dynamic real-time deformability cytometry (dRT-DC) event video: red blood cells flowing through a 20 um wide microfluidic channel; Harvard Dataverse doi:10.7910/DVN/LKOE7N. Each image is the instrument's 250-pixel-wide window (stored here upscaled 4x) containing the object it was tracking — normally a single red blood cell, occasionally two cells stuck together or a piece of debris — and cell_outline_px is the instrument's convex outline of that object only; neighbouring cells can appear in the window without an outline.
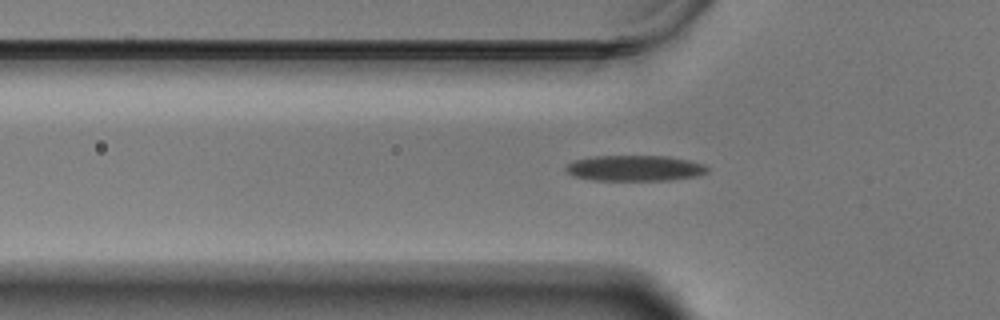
{"species": "Egyptian fruit bat (a non-hibernating species)", "species_latin": "Rousettus aegyptiacus", "temperature_condition": "warm", "stored_images_in_passage": 43, "camera_frame_rate_fps": 3000, "um_per_image_px": 0.085, "animal": {"sex": "male"}, "frame": {"image": 1, "passage_image": 4, "time_ms": 1.0, "image_size_px": [1000, 320], "cell_outline_px": [[708, 172], [700, 176], [672, 180], [592, 180], [572, 176], [564, 168], [568, 164], [576, 160], [596, 156], [668, 156], [688, 160], [704, 164], [708, 168]], "centroid_in_image_um": [54.0, 14.3], "position_along_channel_um": 71.8, "area_um2": 21.27}}
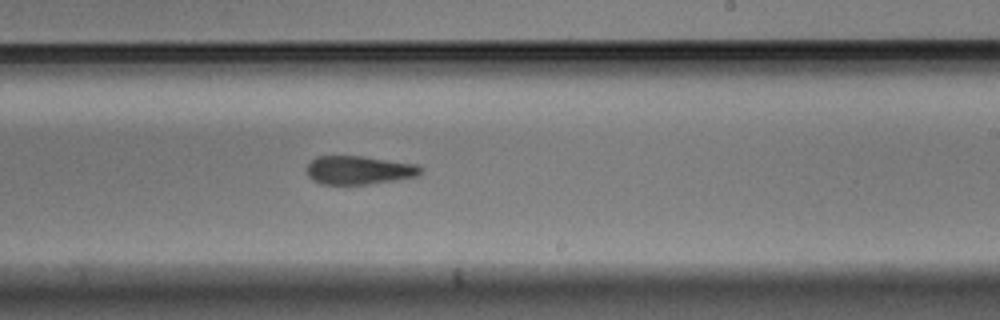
{"frame": {"image": 2, "passage_image": 20, "time_ms": 6.333, "image_size_px": [1000, 320], "cell_outline_px": [[424, 172], [420, 176], [396, 180], [368, 184], [320, 184], [312, 180], [308, 176], [304, 168], [316, 156], [364, 156], [416, 164], [424, 168]], "centroid_in_image_um": [30.53, 14.46], "position_along_channel_um": 258.5, "area_um2": 19.31}}
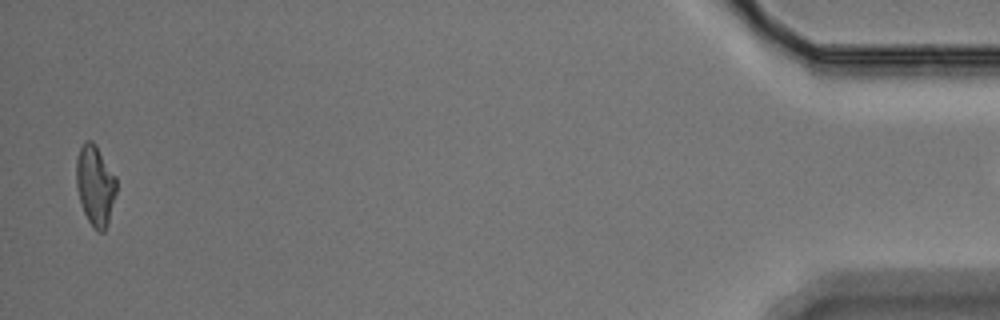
{"frame": {"image": 3, "passage_image": 42, "time_ms": 13.667, "image_size_px": [1000, 320], "cell_outline_px": [[116, 192], [108, 220], [104, 232], [100, 232], [92, 228], [84, 212], [76, 188], [76, 160], [80, 148], [84, 140], [92, 140], [96, 144], [116, 176]], "centroid_in_image_um": [8.08, 15.72], "position_along_channel_um": 427.1, "area_um2": 18.79}}